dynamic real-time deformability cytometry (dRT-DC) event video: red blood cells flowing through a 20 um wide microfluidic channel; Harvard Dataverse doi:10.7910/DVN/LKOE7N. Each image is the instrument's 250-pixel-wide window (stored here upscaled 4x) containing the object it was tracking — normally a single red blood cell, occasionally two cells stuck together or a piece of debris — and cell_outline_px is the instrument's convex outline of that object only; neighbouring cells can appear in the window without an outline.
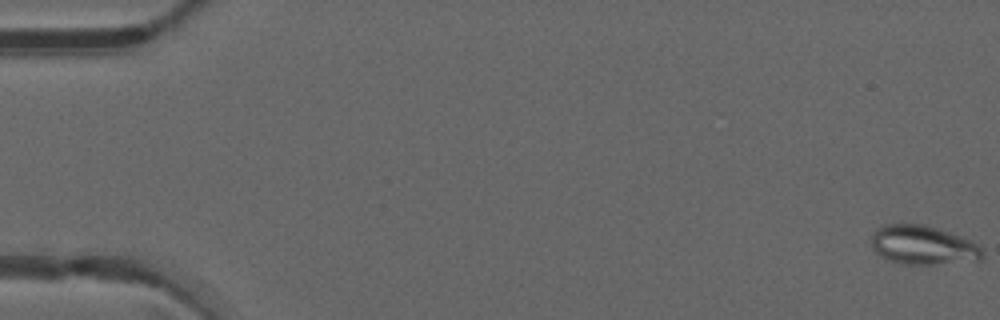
{"species": "common noctule bat (a hibernating species)", "species_latin": "Nyctalus noctula", "temperature_condition": "warm", "stored_images_in_passage": 50, "camera_frame_rate_fps": 3000, "um_per_image_px": 0.085, "animal": {"sex": "male", "forearm_length_mm": 52.5}, "frame": {"image": 1, "passage_image": 1, "time_ms": 0.0, "image_size_px": [1000, 320], "cell_outline_px": [[984, 256], [980, 260], [932, 264], [904, 264], [880, 256], [872, 248], [872, 232], [880, 224], [924, 224], [960, 236], [976, 244], [980, 248]], "centroid_in_image_um": [78.4, 20.82], "position_along_channel_um": 6.6, "area_um2": 25.03}}
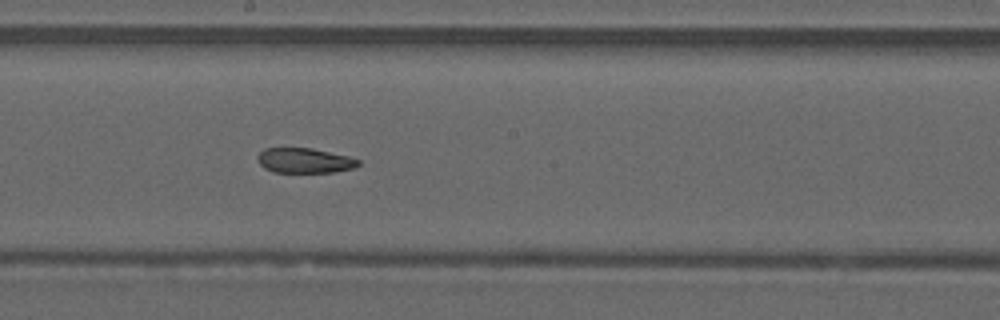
{"frame": {"image": 2, "passage_image": 28, "time_ms": 9.0, "image_size_px": [1000, 320], "cell_outline_px": [[360, 164], [356, 168], [332, 172], [272, 172], [264, 168], [260, 164], [256, 156], [264, 148], [312, 148], [348, 156], [360, 160]], "centroid_in_image_um": [25.89, 13.65], "position_along_channel_um": 222.3, "area_um2": 14.74}}
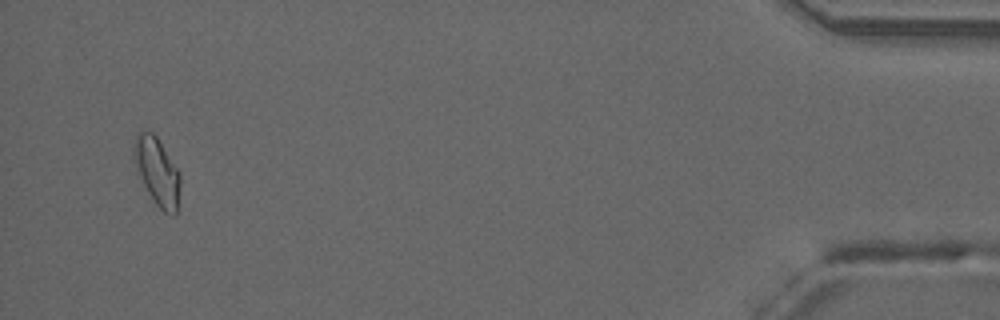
{"frame": {"image": 3, "passage_image": 48, "time_ms": 15.667, "image_size_px": [1000, 320], "cell_outline_px": [[180, 184], [176, 212], [172, 216], [164, 212], [156, 204], [148, 192], [132, 160], [132, 148], [136, 132], [152, 132], [156, 136], [180, 172]], "centroid_in_image_um": [13.33, 14.55], "position_along_channel_um": 421.9, "area_um2": 18.21}, "authors_computed_cell_mechanics": {"area_um2": 16.7909, "velocity_mm_per_s": 4.1889, "shape_relaxation_time_tau1_ms": null, "shape_relaxation_time_tau2_ms": 2.9927, "deformation_change_tau1": null, "deformation_change_tau2": 0.0994}}